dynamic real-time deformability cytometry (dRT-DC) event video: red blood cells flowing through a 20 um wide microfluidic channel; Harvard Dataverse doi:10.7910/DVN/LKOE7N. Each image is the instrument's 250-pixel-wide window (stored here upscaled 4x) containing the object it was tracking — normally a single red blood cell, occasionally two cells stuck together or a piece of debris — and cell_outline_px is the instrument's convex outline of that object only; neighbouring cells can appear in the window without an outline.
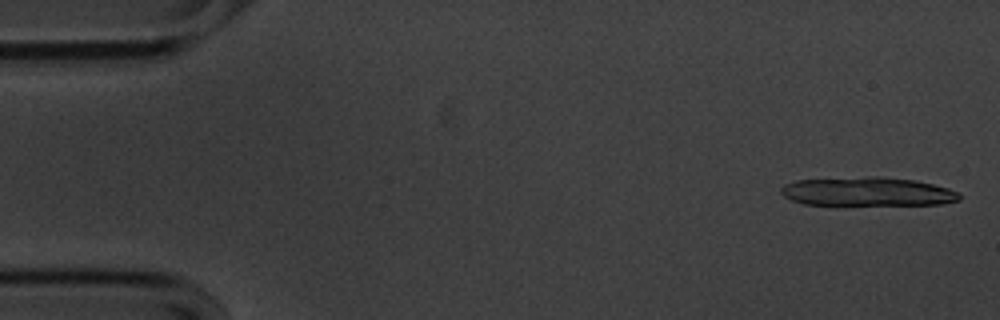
{"species": "common noctule bat (a hibernating species)", "species_latin": "Nyctalus noctula", "temperature_condition": "cold", "stored_images_in_passage": 13, "camera_frame_rate_fps": 3000, "um_per_image_px": 0.085, "animal": {"sex": "male", "body_mass_g": 20.1, "forearm_length_mm": 53.5}, "frame": {"image": 1, "passage_image": 2, "time_ms": 0.333, "image_size_px": [1000, 320], "cell_outline_px": [[960, 200], [940, 204], [804, 204], [792, 200], [784, 196], [780, 192], [780, 188], [784, 184], [796, 180], [872, 176], [880, 176], [916, 180], [948, 188], [956, 192], [960, 196]], "centroid_in_image_um": [73.7, 16.27], "position_along_channel_um": 11.3, "area_um2": 29.71}}